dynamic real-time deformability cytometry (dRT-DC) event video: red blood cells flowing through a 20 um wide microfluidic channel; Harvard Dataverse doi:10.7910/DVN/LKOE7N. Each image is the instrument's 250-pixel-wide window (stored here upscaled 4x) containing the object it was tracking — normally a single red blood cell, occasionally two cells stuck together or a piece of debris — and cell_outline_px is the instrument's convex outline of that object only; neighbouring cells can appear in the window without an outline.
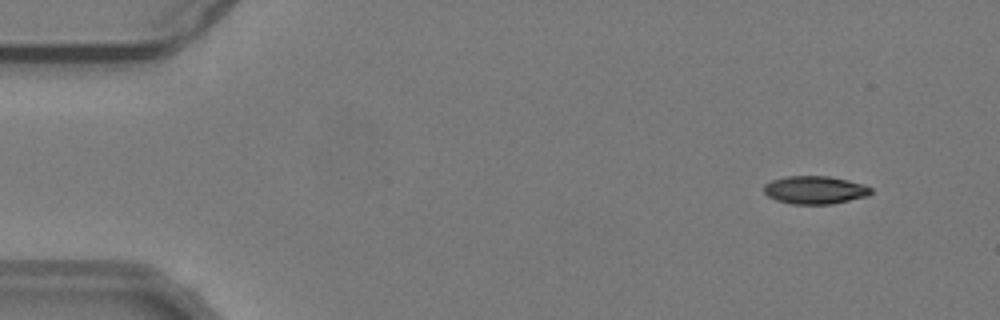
{"species": "common noctule bat (a hibernating species)", "species_latin": "Nyctalus noctula", "temperature_condition": "warm", "stored_images_in_passage": 54, "camera_frame_rate_fps": 3000, "um_per_image_px": 0.085, "animal": {"sex": "male", "body_mass_g": 19.2, "forearm_length_mm": 51.8}, "frame": {"image": 1, "passage_image": 5, "time_ms": 1.333, "image_size_px": [1000, 320], "cell_outline_px": [[872, 192], [868, 196], [832, 204], [792, 204], [776, 200], [768, 196], [764, 192], [764, 184], [772, 180], [788, 176], [828, 176], [848, 180], [864, 184], [872, 188]], "centroid_in_image_um": [69.28, 16.15], "position_along_channel_um": 15.7, "area_um2": 17.51}}
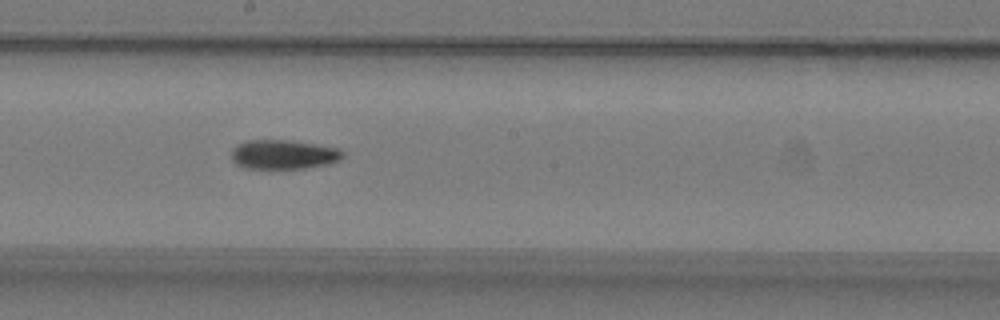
{"frame": {"image": 2, "passage_image": 30, "time_ms": 9.667, "image_size_px": [1000, 320], "cell_outline_px": [[344, 156], [340, 160], [328, 164], [304, 168], [244, 168], [236, 164], [232, 160], [232, 148], [248, 140], [288, 140], [340, 148], [344, 152]], "centroid_in_image_um": [24.12, 13.13], "position_along_channel_um": 224.1, "area_um2": 18.96}}
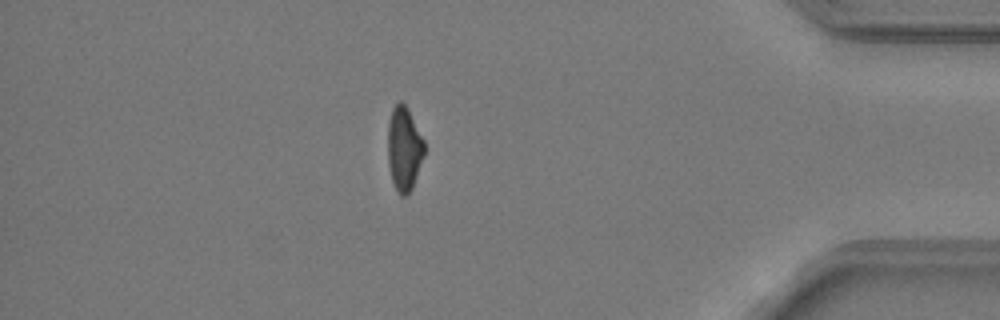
{"frame": {"image": 3, "passage_image": 47, "time_ms": 15.333, "image_size_px": [1000, 320], "cell_outline_px": [[424, 156], [412, 188], [408, 196], [400, 196], [392, 180], [388, 164], [388, 120], [392, 108], [400, 100], [408, 108], [424, 140]], "centroid_in_image_um": [34.34, 12.63], "position_along_channel_um": 400.9, "area_um2": 17.98}, "authors_computed_cell_mechanics": {"area_um2": 18.5249, "velocity_mm_per_s": 3.8401, "shape_relaxation_time_tau1_ms": 7.1706, "shape_relaxation_time_tau2_ms": 8.7674, "deformation_change_tau1": 0.2035, "deformation_change_tau2": 0.1854}}